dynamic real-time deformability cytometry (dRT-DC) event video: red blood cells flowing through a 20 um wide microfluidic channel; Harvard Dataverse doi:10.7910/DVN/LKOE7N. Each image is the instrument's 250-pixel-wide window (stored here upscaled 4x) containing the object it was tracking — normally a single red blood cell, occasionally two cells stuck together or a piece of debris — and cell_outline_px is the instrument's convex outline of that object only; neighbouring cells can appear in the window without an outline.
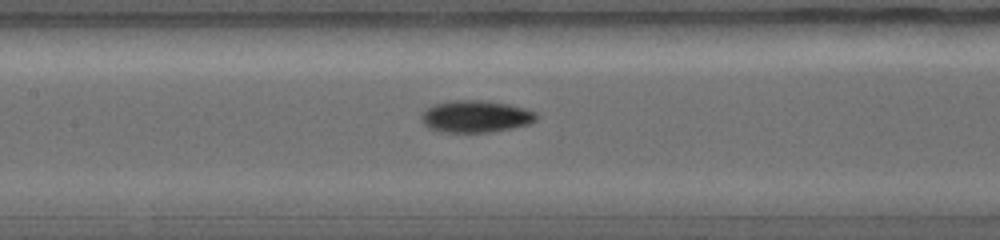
{"species": "common noctule bat (a hibernating species)", "species_latin": "Nyctalus noctula", "temperature_condition": "warm", "stored_images_in_passage": 28, "camera_frame_rate_fps": 5000, "um_per_image_px": 0.085, "animal": {"sex": "female", "body_mass_g": 19.0, "forearm_length_mm": 56.7}, "frame": {"image": 1, "passage_image": 11, "time_ms": 3.8, "image_size_px": [1000, 240], "cell_outline_px": [[536, 120], [528, 124], [512, 128], [488, 132], [440, 132], [428, 128], [420, 120], [420, 116], [424, 108], [432, 104], [452, 100], [484, 100], [508, 104], [524, 108], [536, 112]], "centroid_in_image_um": [40.36, 9.89], "position_along_channel_um": 167.0, "area_um2": 21.68}}
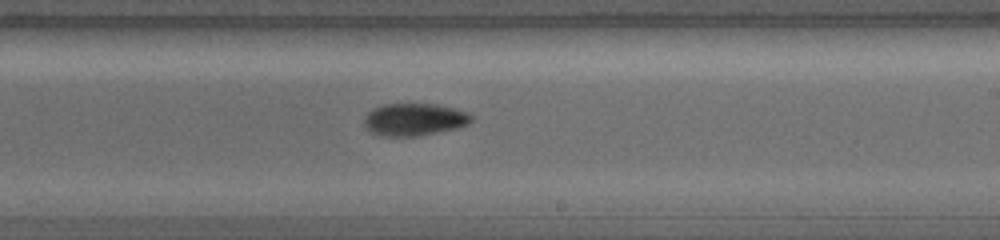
{"frame": {"image": 2, "passage_image": 15, "time_ms": 5.2, "image_size_px": [1000, 240], "cell_outline_px": [[472, 120], [468, 124], [456, 128], [416, 136], [380, 136], [372, 132], [364, 124], [364, 116], [372, 108], [384, 104], [436, 104], [468, 112], [472, 116]], "centroid_in_image_um": [35.19, 10.15], "position_along_channel_um": 253.8, "area_um2": 20.11}}
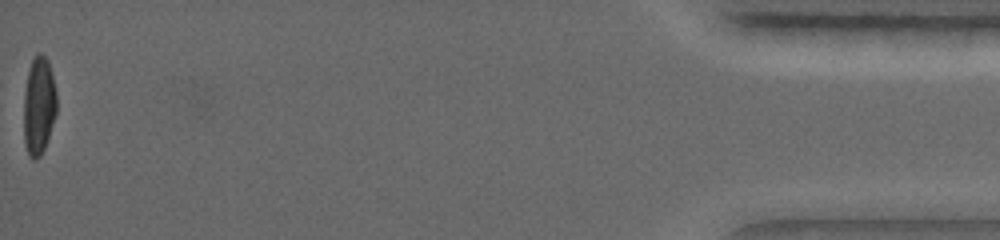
{"frame": {"image": 3, "passage_image": 28, "time_ms": 10.2, "image_size_px": [1000, 240], "cell_outline_px": [[56, 112], [44, 148], [40, 156], [36, 160], [32, 160], [28, 156], [24, 144], [24, 92], [28, 72], [32, 60], [36, 52], [40, 52], [48, 60], [56, 92]], "centroid_in_image_um": [3.28, 9.0], "position_along_channel_um": 431.9, "area_um2": 18.73}}